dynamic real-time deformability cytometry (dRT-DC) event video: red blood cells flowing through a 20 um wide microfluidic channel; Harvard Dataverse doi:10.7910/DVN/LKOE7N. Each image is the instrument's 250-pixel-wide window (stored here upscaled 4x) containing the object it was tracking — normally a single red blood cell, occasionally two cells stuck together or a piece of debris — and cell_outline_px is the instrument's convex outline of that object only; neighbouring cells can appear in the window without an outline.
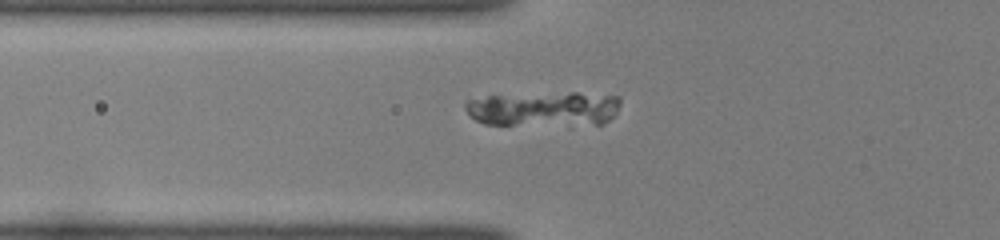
{"species": "common noctule bat (a hibernating species)", "species_latin": "Nyctalus noctula", "temperature_condition": "room temperature", "stored_images_in_passage": 44, "camera_frame_rate_fps": 3000, "um_per_image_px": 0.085, "animal": {"sex": "female", "body_mass_g": 22.0, "forearm_length_mm": 56.7}, "frame": {"image": 1, "passage_image": 12, "time_ms": 3.667, "image_size_px": [1000, 240], "cell_outline_px": [[620, 104], [616, 112], [604, 124], [484, 124], [476, 120], [464, 108], [464, 104], [468, 100], [488, 96], [572, 92], [576, 92], [620, 96]], "centroid_in_image_um": [46.26, 9.24], "position_along_channel_um": 79.5, "area_um2": 31.1}}
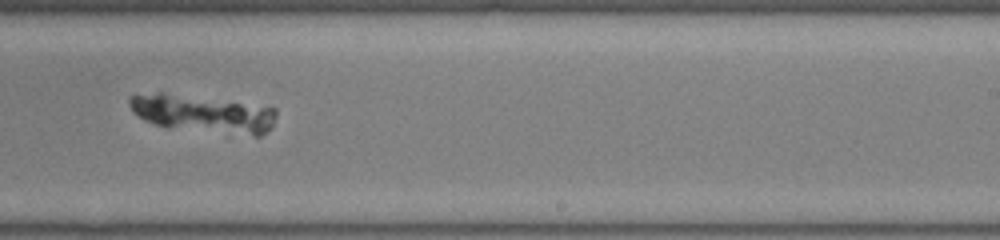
{"frame": {"image": 2, "passage_image": 27, "time_ms": 8.667, "image_size_px": [1000, 240], "cell_outline_px": [[276, 116], [272, 128], [260, 136], [256, 136], [168, 128], [144, 120], [132, 112], [128, 104], [128, 96], [156, 92], [164, 92], [276, 108]], "centroid_in_image_um": [17.21, 9.68], "position_along_channel_um": 271.8, "area_um2": 32.25}}